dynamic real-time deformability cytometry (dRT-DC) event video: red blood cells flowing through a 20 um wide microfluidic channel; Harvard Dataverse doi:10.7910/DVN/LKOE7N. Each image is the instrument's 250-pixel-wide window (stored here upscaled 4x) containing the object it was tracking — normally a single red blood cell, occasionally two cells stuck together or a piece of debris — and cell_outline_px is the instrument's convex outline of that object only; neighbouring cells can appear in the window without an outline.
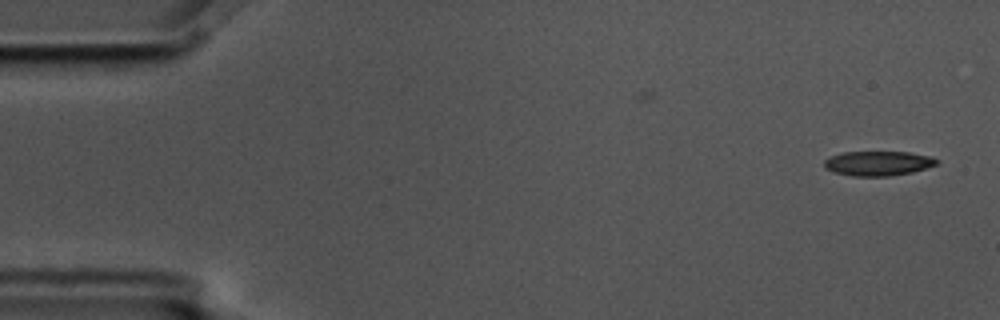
{"species": "common noctule bat (a hibernating species)", "species_latin": "Nyctalus noctula", "temperature_condition": "cold", "stored_images_in_passage": 9, "camera_frame_rate_fps": 3000, "um_per_image_px": 0.085, "animal": {"sex": "male", "body_mass_g": 17.5, "forearm_length_mm": 52.3}, "frame": {"image": 1, "passage_image": 1, "time_ms": 0.0, "image_size_px": [1000, 320], "cell_outline_px": [[940, 164], [912, 172], [888, 176], [852, 176], [832, 172], [824, 168], [824, 160], [832, 156], [844, 152], [908, 152], [932, 156], [940, 160]], "centroid_in_image_um": [74.67, 13.88], "position_along_channel_um": 10.3, "area_um2": 16.3}}
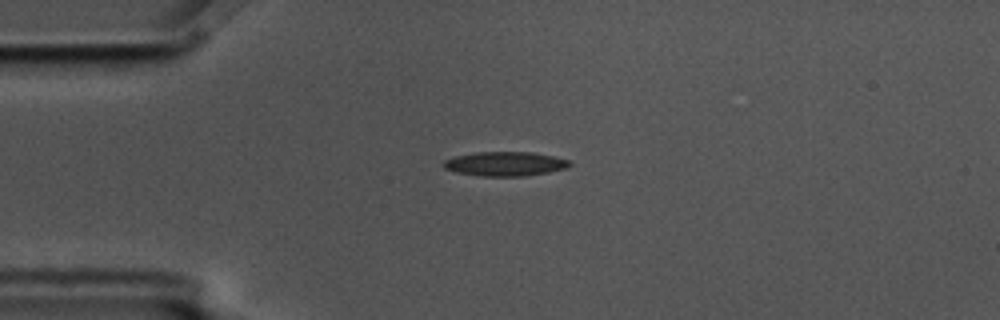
{"frame": {"image": 2, "passage_image": 4, "time_ms": 1.0, "image_size_px": [1000, 320], "cell_outline_px": [[572, 164], [564, 168], [548, 172], [524, 176], [480, 176], [456, 172], [444, 168], [444, 160], [456, 156], [476, 152], [532, 152], [552, 156], [568, 160]], "centroid_in_image_um": [42.91, 13.92], "position_along_channel_um": 42.1, "area_um2": 17.63}}